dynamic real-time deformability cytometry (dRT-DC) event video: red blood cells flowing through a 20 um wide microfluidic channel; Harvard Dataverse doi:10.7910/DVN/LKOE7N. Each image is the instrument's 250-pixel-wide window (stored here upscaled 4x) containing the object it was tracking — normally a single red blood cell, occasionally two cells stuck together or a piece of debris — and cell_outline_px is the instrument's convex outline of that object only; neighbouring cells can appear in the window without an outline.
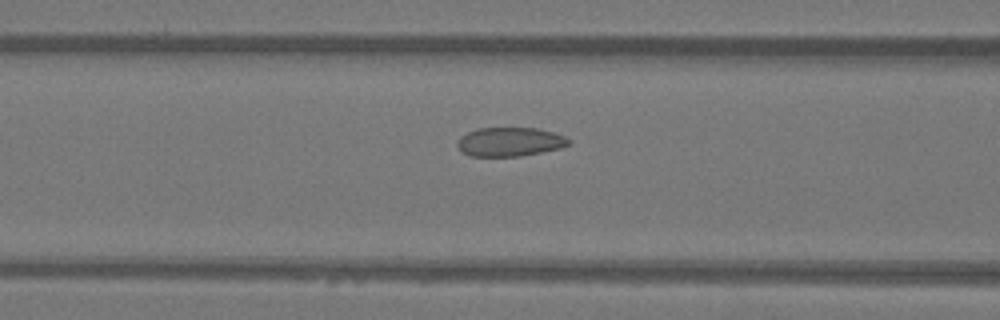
{"species": "Egyptian fruit bat (a non-hibernating species)", "species_latin": "Rousettus aegyptiacus", "temperature_condition": "warm", "stored_images_in_passage": 52, "camera_frame_rate_fps": 3000, "um_per_image_px": 0.085, "animal": {"sex": "female"}, "frame": {"image": 1, "passage_image": 21, "time_ms": 6.667, "image_size_px": [1000, 320], "cell_outline_px": [[568, 144], [560, 148], [520, 156], [468, 156], [460, 152], [456, 144], [456, 140], [460, 136], [476, 128], [536, 128], [552, 132], [564, 136], [568, 140]], "centroid_in_image_um": [43.24, 12.06], "position_along_channel_um": 123.4, "area_um2": 18.79}}
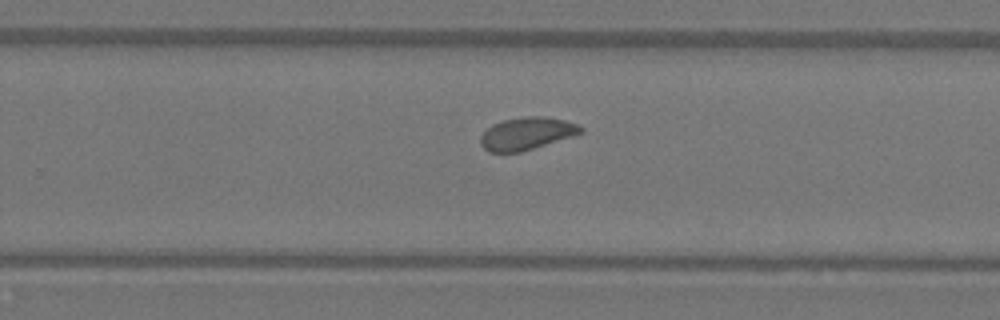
{"frame": {"image": 2, "passage_image": 33, "time_ms": 10.667, "image_size_px": [1000, 320], "cell_outline_px": [[584, 132], [572, 136], [520, 152], [488, 152], [480, 144], [480, 136], [492, 124], [504, 120], [524, 116], [544, 116], [564, 120], [576, 124], [584, 128]], "centroid_in_image_um": [44.75, 11.34], "position_along_channel_um": 285.0, "area_um2": 18.84}}
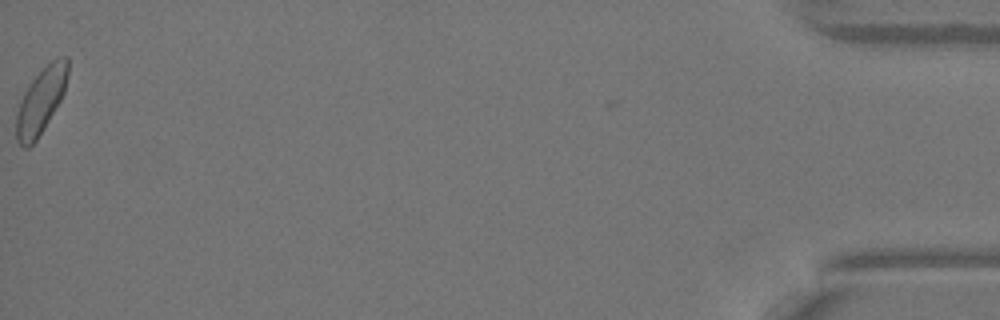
{"frame": {"image": 3, "passage_image": 51, "time_ms": 16.667, "image_size_px": [1000, 320], "cell_outline_px": [[68, 72], [64, 92], [60, 100], [44, 128], [36, 140], [28, 148], [24, 148], [16, 140], [16, 116], [20, 100], [24, 92], [32, 80], [52, 60], [64, 56], [68, 56]], "centroid_in_image_um": [3.46, 8.59], "position_along_channel_um": 431.7, "area_um2": 19.36}, "authors_computed_cell_mechanics": {"area_um2": 19.1896, "velocity_mm_per_s": 4.0613, "shape_relaxation_time_tau1_ms": 7.8186, "shape_relaxation_time_tau2_ms": 1.6157, "deformation_change_tau1": 0.103, "deformation_change_tau2": 0.0553}}